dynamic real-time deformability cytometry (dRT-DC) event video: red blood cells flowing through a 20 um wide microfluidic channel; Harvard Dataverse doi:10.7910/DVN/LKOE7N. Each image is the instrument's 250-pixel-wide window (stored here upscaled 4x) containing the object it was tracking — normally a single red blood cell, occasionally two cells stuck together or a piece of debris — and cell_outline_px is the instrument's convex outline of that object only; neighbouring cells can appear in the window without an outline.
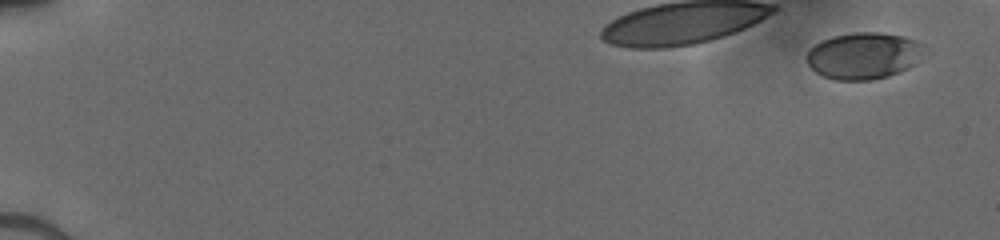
{"species": "human", "species_latin": "Homo sapiens", "temperature_condition": "cold", "stored_images_in_passage": 37, "camera_frame_rate_fps": 3000, "um_per_image_px": 0.085, "donor": {"sex": "male"}, "frame": {"image": 1, "passage_image": 1, "time_ms": 0.0, "image_size_px": [1000, 240], "cell_outline_px": [[924, 44], [912, 64], [908, 68], [900, 72], [888, 76], [872, 80], [836, 80], [824, 76], [816, 72], [808, 64], [808, 48], [820, 40], [832, 36], [856, 32], [876, 32], [904, 36], [916, 40]], "centroid_in_image_um": [73.35, 4.73], "position_along_channel_um": 11.7, "area_um2": 31.62}}
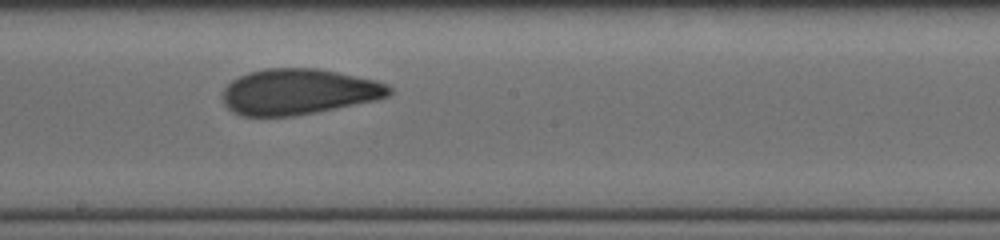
{"frame": {"image": 2, "passage_image": 23, "time_ms": 7.333, "image_size_px": [1000, 240], "cell_outline_px": [[392, 92], [388, 96], [376, 100], [296, 116], [240, 116], [232, 112], [224, 104], [220, 96], [224, 88], [232, 80], [248, 72], [264, 68], [320, 68], [376, 80], [388, 84], [392, 88]], "centroid_in_image_um": [25.36, 7.79], "position_along_channel_um": 222.8, "area_um2": 44.85}}
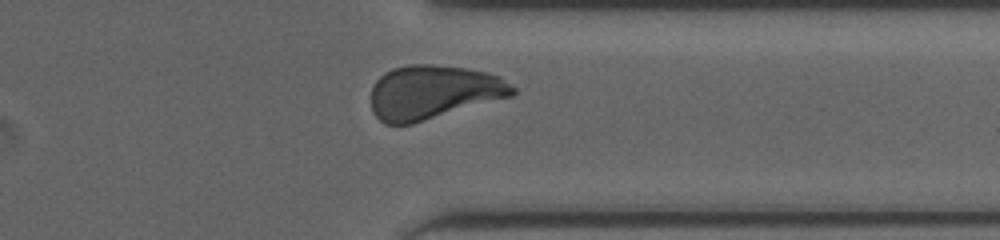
{"frame": {"image": 3, "passage_image": 34, "time_ms": 11.0, "image_size_px": [1000, 240], "cell_outline_px": [[516, 92], [512, 96], [412, 124], [384, 124], [372, 112], [372, 88], [376, 80], [384, 72], [392, 68], [408, 64], [432, 64], [464, 68], [488, 72], [500, 76], [516, 88]], "centroid_in_image_um": [36.83, 7.83], "position_along_channel_um": 374.6, "area_um2": 44.62}}